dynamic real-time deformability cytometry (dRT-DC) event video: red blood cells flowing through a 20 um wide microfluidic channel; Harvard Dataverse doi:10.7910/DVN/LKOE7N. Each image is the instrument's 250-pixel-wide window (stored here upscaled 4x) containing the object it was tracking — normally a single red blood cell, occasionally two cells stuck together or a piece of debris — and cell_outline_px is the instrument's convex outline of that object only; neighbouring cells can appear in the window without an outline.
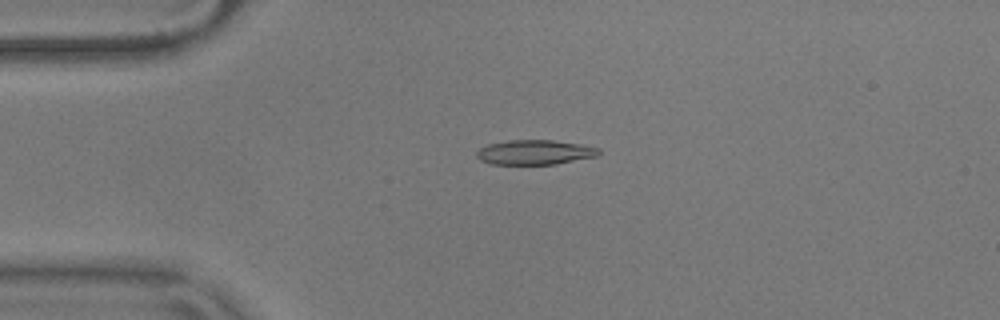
{"species": "common noctule bat (a hibernating species)", "species_latin": "Nyctalus noctula", "temperature_condition": "warm", "stored_images_in_passage": 55, "camera_frame_rate_fps": 3000, "um_per_image_px": 0.085, "animal": {"sex": "male", "body_mass_g": 17.9}, "frame": {"image": 1, "passage_image": 13, "time_ms": 4.0, "image_size_px": [1000, 320], "cell_outline_px": [[600, 152], [596, 156], [556, 164], [492, 164], [480, 160], [476, 156], [476, 152], [480, 148], [488, 144], [508, 140], [552, 140], [580, 144], [600, 148]], "centroid_in_image_um": [45.44, 12.94], "position_along_channel_um": 39.6, "area_um2": 17.51}}
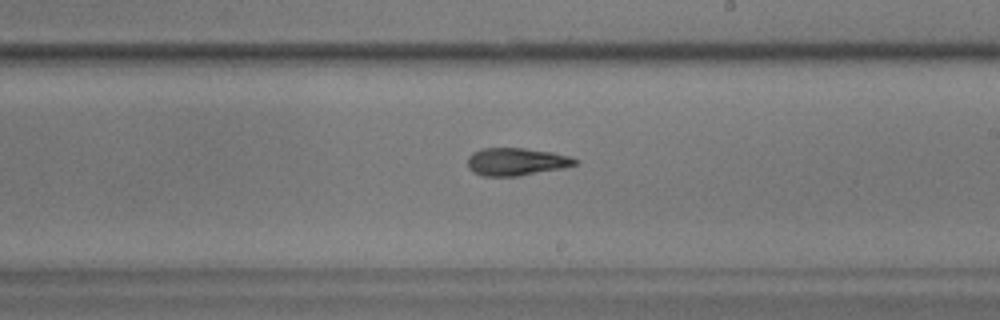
{"frame": {"image": 2, "passage_image": 32, "time_ms": 10.333, "image_size_px": [1000, 320], "cell_outline_px": [[580, 160], [576, 164], [560, 168], [520, 176], [484, 176], [472, 172], [468, 168], [468, 156], [472, 152], [480, 148], [524, 148], [552, 152], [572, 156]], "centroid_in_image_um": [43.87, 13.73], "position_along_channel_um": 245.1, "area_um2": 17.46}}
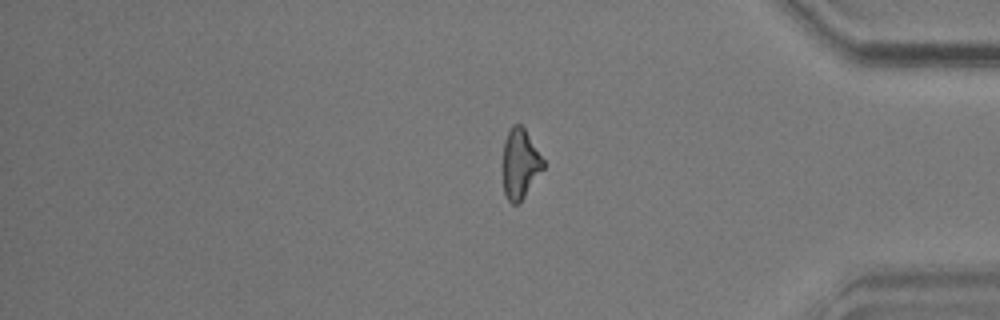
{"frame": {"image": 3, "passage_image": 46, "time_ms": 15.0, "image_size_px": [1000, 320], "cell_outline_px": [[544, 168], [524, 196], [516, 204], [512, 204], [508, 200], [504, 192], [504, 140], [512, 124], [520, 124], [524, 128], [544, 160]], "centroid_in_image_um": [44.21, 13.9], "position_along_channel_um": 391.0, "area_um2": 16.01}, "authors_computed_cell_mechanics": {"area_um2": 17.4556, "velocity_mm_per_s": 3.6404, "shape_relaxation_time_tau1_ms": null, "shape_relaxation_time_tau2_ms": 4.808, "deformation_change_tau1": null, "deformation_change_tau2": 0.1411}}